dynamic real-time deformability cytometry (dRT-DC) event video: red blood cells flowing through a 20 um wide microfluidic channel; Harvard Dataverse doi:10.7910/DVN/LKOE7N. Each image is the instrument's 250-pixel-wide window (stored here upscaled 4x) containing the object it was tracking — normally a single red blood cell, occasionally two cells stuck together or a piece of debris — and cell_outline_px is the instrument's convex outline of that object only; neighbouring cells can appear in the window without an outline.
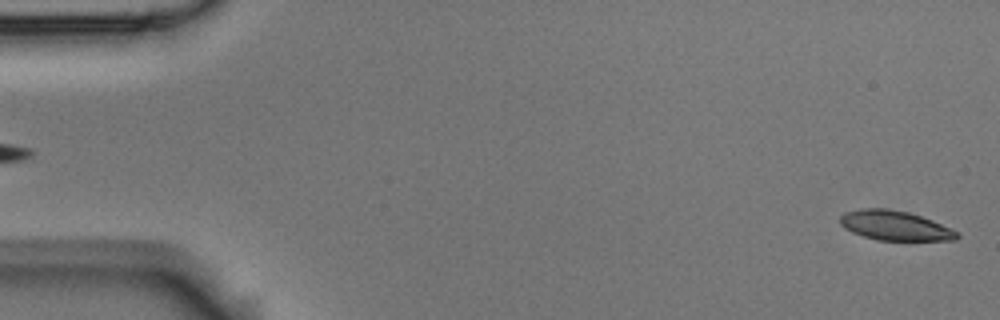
{"species": "Egyptian fruit bat (a non-hibernating species)", "species_latin": "Rousettus aegyptiacus", "temperature_condition": "room temperature", "stored_images_in_passage": 6, "segment_of_instrument_passage": [2, 2], "camera_frame_rate_fps": 3000, "um_per_image_px": 0.085, "animal": {"sex": "male"}, "frame": {"image": 1, "passage_image": 6, "time_ms": 1.667, "image_size_px": [1000, 320], "cell_outline_px": [[960, 236], [956, 240], [880, 240], [864, 236], [852, 232], [844, 228], [840, 224], [840, 216], [844, 212], [860, 208], [884, 208], [908, 212], [932, 220], [960, 232]], "centroid_in_image_um": [76.07, 19.17], "position_along_channel_um": 8.9, "area_um2": 20.17}}